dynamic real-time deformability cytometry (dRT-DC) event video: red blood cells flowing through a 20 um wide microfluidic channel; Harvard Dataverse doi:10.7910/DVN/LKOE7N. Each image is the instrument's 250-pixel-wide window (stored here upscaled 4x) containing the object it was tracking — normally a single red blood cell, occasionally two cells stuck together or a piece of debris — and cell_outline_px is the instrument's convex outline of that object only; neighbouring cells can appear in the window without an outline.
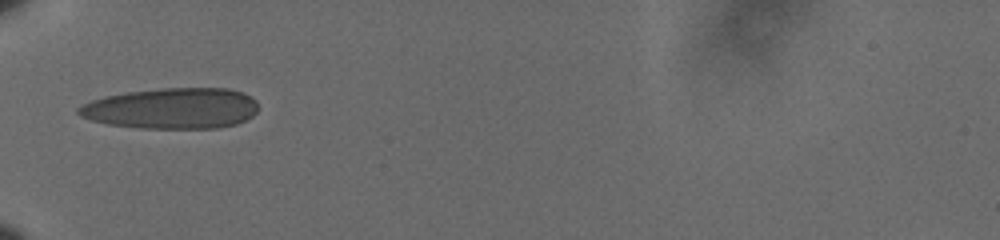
{"species": "human", "species_latin": "Homo sapiens", "temperature_condition": "cold", "stored_images_in_passage": 37, "camera_frame_rate_fps": 3000, "um_per_image_px": 0.085, "donor": {"sex": "male"}, "frame": {"image": 1, "passage_image": 1, "time_ms": 0.0, "image_size_px": [1000, 240], "cell_outline_px": [[256, 112], [252, 116], [236, 124], [216, 128], [140, 128], [108, 124], [92, 120], [80, 116], [76, 112], [76, 108], [92, 100], [104, 96], [128, 92], [164, 88], [228, 88], [240, 92], [256, 100]], "centroid_in_image_um": [14.58, 9.21], "position_along_channel_um": 70.4, "area_um2": 42.6}}
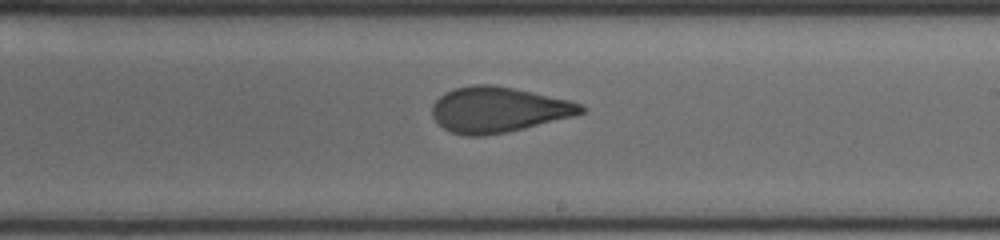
{"frame": {"image": 2, "passage_image": 16, "time_ms": 5.0, "image_size_px": [1000, 240], "cell_outline_px": [[584, 112], [572, 116], [524, 128], [484, 136], [464, 136], [452, 132], [444, 128], [432, 116], [432, 104], [444, 92], [456, 88], [472, 84], [492, 84], [532, 92], [568, 100], [580, 104], [584, 108]], "centroid_in_image_um": [42.3, 9.32], "position_along_channel_um": 246.7, "area_um2": 39.02}}
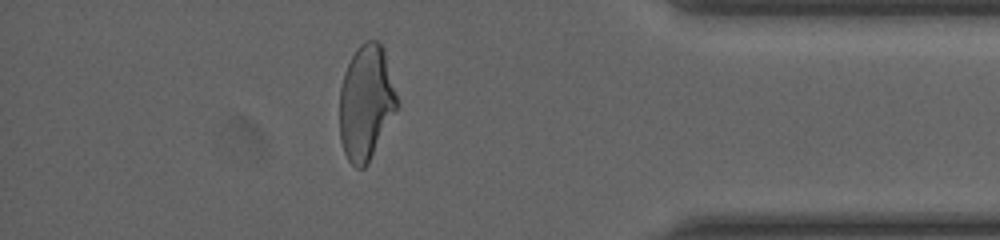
{"frame": {"image": 3, "passage_image": 31, "time_ms": 10.0, "image_size_px": [1000, 240], "cell_outline_px": [[400, 104], [368, 164], [364, 168], [356, 168], [348, 160], [344, 152], [340, 140], [340, 88], [344, 72], [356, 48], [360, 44], [368, 40], [380, 40], [384, 48]], "centroid_in_image_um": [31.13, 8.7], "position_along_channel_um": 404.1, "area_um2": 38.9}, "authors_computed_cell_mechanics": {"area_um2": 39.4774, "velocity_mm_per_s": 3.6107, "shape_relaxation_time_tau1_ms": 5.6205, "shape_relaxation_time_tau2_ms": 1.388, "deformation_change_tau1": 0.1871, "deformation_change_tau2": 0.0893}}